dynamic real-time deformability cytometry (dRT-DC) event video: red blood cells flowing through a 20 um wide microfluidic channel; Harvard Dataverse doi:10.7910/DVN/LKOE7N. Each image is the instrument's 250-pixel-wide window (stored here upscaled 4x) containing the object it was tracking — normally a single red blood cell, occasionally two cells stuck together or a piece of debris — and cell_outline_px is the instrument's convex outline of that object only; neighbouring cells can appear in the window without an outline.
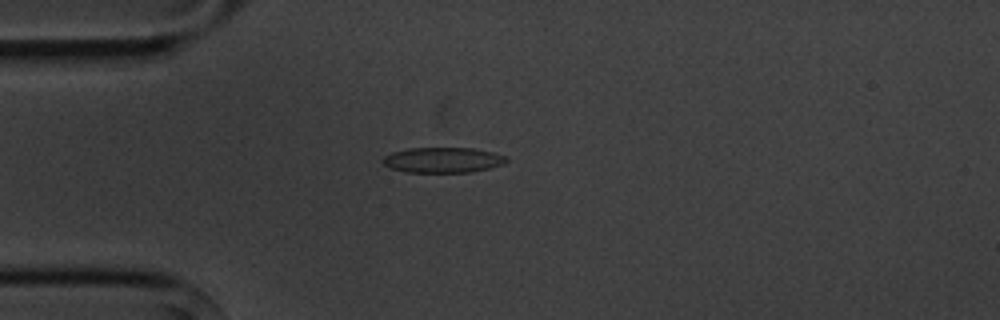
{"species": "common noctule bat (a hibernating species)", "species_latin": "Nyctalus noctula", "temperature_condition": "cold", "stored_images_in_passage": 4, "camera_frame_rate_fps": 3000, "um_per_image_px": 0.085, "animal": {"sex": "male", "body_mass_g": 20.1, "forearm_length_mm": 53.5}, "frame": {"image": 1, "passage_image": 4, "time_ms": 4.333, "image_size_px": [1000, 320], "cell_outline_px": [[508, 160], [504, 164], [488, 168], [468, 172], [408, 172], [392, 168], [384, 164], [380, 160], [384, 156], [392, 152], [408, 148], [472, 148], [492, 152], [508, 156]], "centroid_in_image_um": [37.65, 13.59], "position_along_channel_um": 47.4, "area_um2": 18.21}}